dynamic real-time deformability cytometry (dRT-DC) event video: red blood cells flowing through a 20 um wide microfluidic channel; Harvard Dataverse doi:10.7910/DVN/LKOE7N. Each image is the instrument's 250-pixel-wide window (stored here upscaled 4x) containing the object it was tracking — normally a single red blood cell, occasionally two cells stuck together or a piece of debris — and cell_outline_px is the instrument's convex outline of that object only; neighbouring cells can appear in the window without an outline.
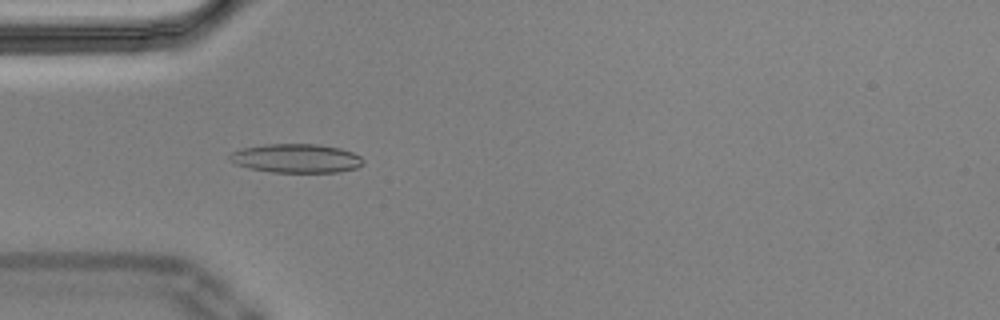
{"species": "Egyptian fruit bat (a non-hibernating species)", "species_latin": "Rousettus aegyptiacus", "temperature_condition": "cold", "stored_images_in_passage": 55, "camera_frame_rate_fps": 3000, "um_per_image_px": 0.085, "animal": {"sex": "male"}, "frame": {"image": 1, "passage_image": 16, "time_ms": 5.0, "image_size_px": [1000, 320], "cell_outline_px": [[364, 164], [356, 168], [340, 172], [272, 172], [248, 168], [236, 164], [228, 160], [228, 156], [232, 152], [244, 148], [264, 144], [320, 144], [340, 148], [352, 152], [360, 156], [364, 160]], "centroid_in_image_um": [25.19, 13.46], "position_along_channel_um": 59.8, "area_um2": 22.6}, "authors_computed_cell_mechanics": {"area_um2": 21.386, "velocity_mm_per_s": 3.6013, "shape_relaxation_time_tau1_ms": null, "shape_relaxation_time_tau2_ms": 2.4241, "deformation_change_tau1": null, "deformation_change_tau2": 0.0631}}